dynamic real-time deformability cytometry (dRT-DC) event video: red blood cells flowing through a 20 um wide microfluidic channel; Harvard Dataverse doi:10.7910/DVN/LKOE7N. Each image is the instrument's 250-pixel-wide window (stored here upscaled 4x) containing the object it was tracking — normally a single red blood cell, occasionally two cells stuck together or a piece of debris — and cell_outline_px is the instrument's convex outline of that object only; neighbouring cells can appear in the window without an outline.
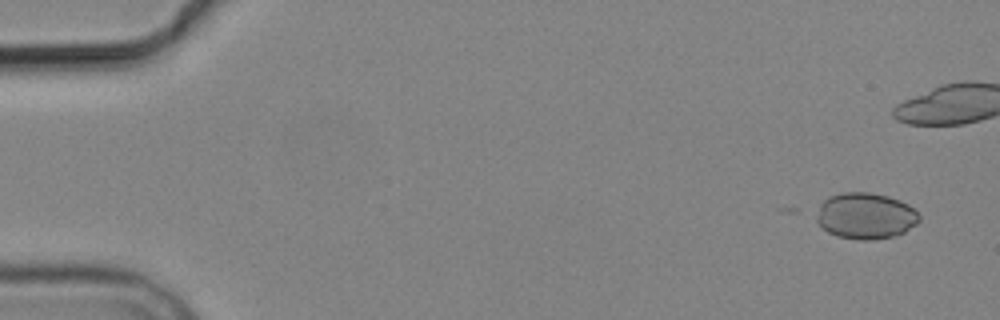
{"species": "common noctule bat (a hibernating species)", "species_latin": "Nyctalus noctula", "temperature_condition": "cold", "stored_images_in_passage": 6, "camera_frame_rate_fps": 3000, "um_per_image_px": 0.085, "animal": {"sex": "male", "body_mass_g": 19.2, "forearm_length_mm": 51.8}, "frame": {"image": 1, "passage_image": 1, "time_ms": 0.0, "image_size_px": [1000, 320], "cell_outline_px": [[920, 220], [916, 224], [904, 232], [896, 236], [872, 240], [860, 240], [836, 236], [828, 232], [816, 220], [816, 216], [820, 204], [828, 196], [844, 192], [868, 192], [888, 196], [900, 200], [908, 204], [920, 216]], "centroid_in_image_um": [73.57, 18.35], "position_along_channel_um": 11.4, "area_um2": 27.74}}